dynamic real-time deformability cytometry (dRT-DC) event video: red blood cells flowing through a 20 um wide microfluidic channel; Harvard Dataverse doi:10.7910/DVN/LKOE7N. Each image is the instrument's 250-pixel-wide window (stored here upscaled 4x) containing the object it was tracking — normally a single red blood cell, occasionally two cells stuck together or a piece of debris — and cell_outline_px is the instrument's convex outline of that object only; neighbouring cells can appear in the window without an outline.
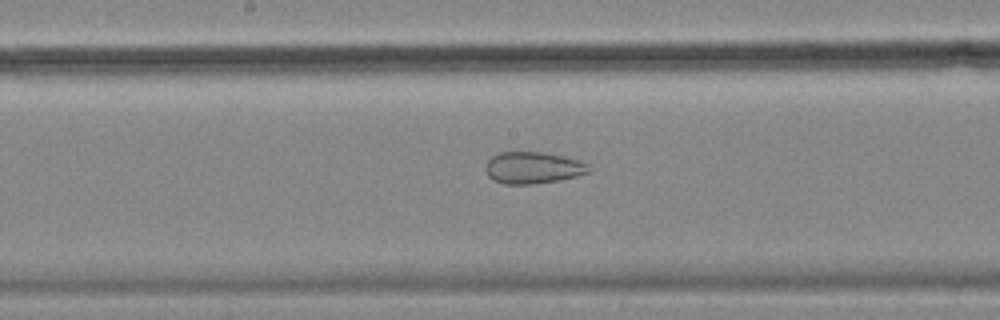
{"species": "common noctule bat (a hibernating species)", "species_latin": "Nyctalus noctula", "temperature_condition": "cold", "stored_images_in_passage": 56, "camera_frame_rate_fps": 3000, "um_per_image_px": 0.085, "animal": {"sex": "female", "body_mass_g": 18.4}, "frame": {"image": 1, "passage_image": 29, "time_ms": 9.333, "image_size_px": [1000, 320], "cell_outline_px": [[592, 172], [576, 176], [556, 180], [532, 184], [504, 184], [492, 180], [488, 176], [484, 168], [488, 160], [492, 156], [500, 152], [540, 152], [580, 160], [588, 164], [592, 168]], "centroid_in_image_um": [45.29, 14.26], "position_along_channel_um": 202.9, "area_um2": 19.13}}
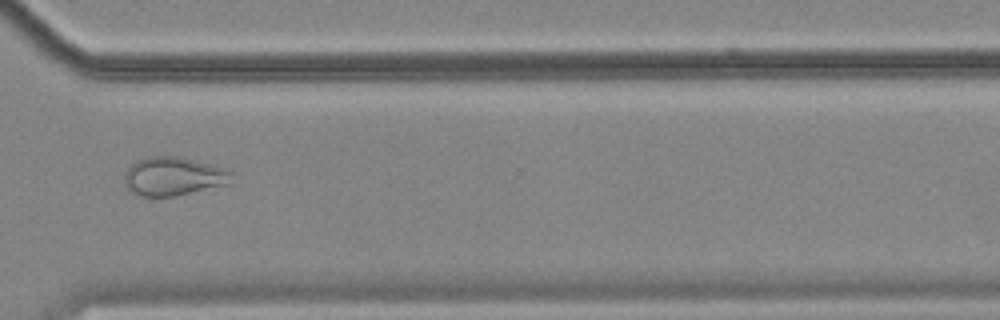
{"frame": {"image": 2, "passage_image": 42, "time_ms": 13.667, "image_size_px": [1000, 320], "cell_outline_px": [[232, 184], [176, 196], [140, 196], [128, 188], [124, 184], [124, 176], [128, 168], [136, 160], [148, 156], [176, 156], [212, 164], [224, 168], [232, 172]], "centroid_in_image_um": [14.78, 14.99], "position_along_channel_um": 355.8, "area_um2": 24.33}}
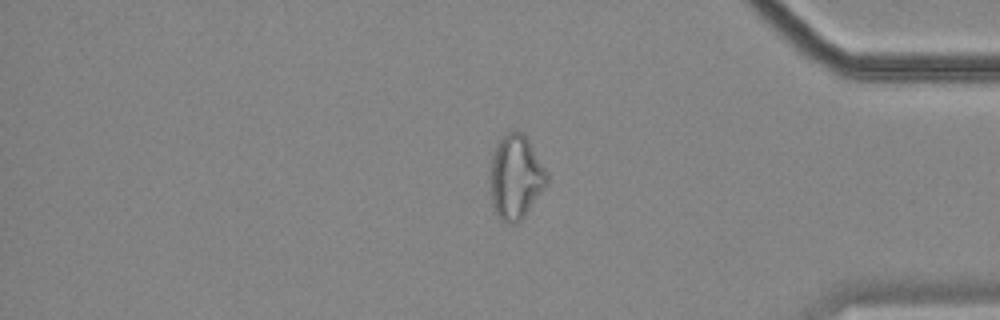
{"frame": {"image": 3, "passage_image": 47, "time_ms": 15.333, "image_size_px": [1000, 320], "cell_outline_px": [[548, 184], [524, 216], [516, 224], [508, 224], [500, 220], [496, 216], [492, 204], [488, 164], [496, 144], [508, 132], [520, 132], [528, 140], [548, 172]], "centroid_in_image_um": [43.81, 15.09], "position_along_channel_um": 391.4, "area_um2": 28.15}, "authors_computed_cell_mechanics": {"area_um2": 27.6862, "velocity_mm_per_s": 3.5245, "shape_relaxation_time_tau1_ms": null, "shape_relaxation_time_tau2_ms": 2.1873, "deformation_change_tau1": null, "deformation_change_tau2": 0.0923}}